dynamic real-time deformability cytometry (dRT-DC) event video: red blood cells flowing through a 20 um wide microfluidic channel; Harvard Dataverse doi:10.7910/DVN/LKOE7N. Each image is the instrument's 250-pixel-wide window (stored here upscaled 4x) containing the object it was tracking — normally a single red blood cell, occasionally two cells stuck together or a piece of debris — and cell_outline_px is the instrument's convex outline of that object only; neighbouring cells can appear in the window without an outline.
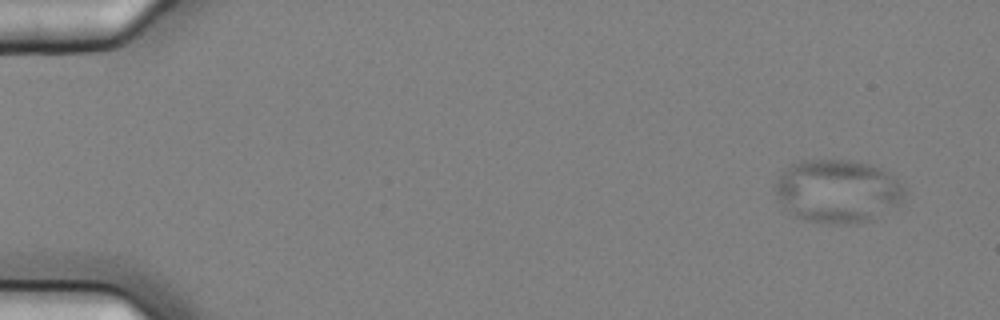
{"species": "common noctule bat (a hibernating species)", "species_latin": "Nyctalus noctula", "temperature_condition": "cold", "stored_images_in_passage": 5, "camera_frame_rate_fps": 3000, "um_per_image_px": 0.085, "animal": {"sex": "female", "body_mass_g": 25.1}, "frame": {"image": 1, "passage_image": 1, "time_ms": 0.0, "image_size_px": [1000, 320], "cell_outline_px": [[904, 196], [900, 204], [872, 220], [856, 224], [832, 224], [808, 220], [796, 216], [780, 200], [776, 192], [776, 180], [792, 164], [800, 160], [852, 160], [872, 164], [888, 172], [904, 184]], "centroid_in_image_um": [71.28, 16.24], "position_along_channel_um": 13.7, "area_um2": 47.51}}